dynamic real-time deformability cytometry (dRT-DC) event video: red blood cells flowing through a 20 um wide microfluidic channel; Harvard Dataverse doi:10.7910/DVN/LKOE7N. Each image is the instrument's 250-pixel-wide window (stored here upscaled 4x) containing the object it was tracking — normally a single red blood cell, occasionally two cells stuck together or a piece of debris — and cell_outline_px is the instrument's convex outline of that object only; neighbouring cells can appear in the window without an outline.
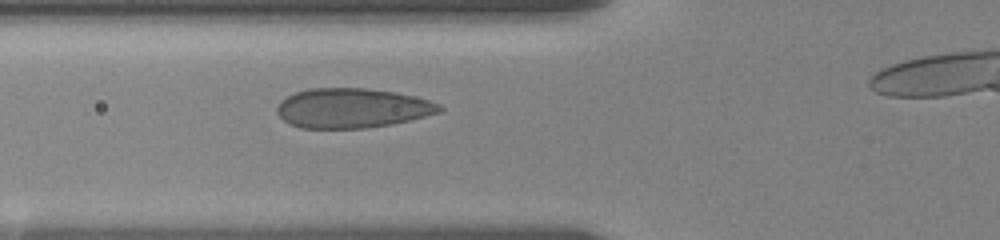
{"species": "human", "species_latin": "Homo sapiens", "temperature_condition": "room temperature", "stored_images_in_passage": 4, "camera_frame_rate_fps": 3000, "um_per_image_px": 0.085, "donor": {"sex": "female"}, "frame": {"image": 1, "passage_image": 4, "time_ms": 2.667, "image_size_px": [1000, 240], "cell_outline_px": [[444, 108], [440, 112], [392, 124], [368, 128], [300, 128], [288, 124], [276, 112], [276, 108], [288, 96], [296, 92], [308, 88], [364, 88], [396, 92], [416, 96], [440, 104]], "centroid_in_image_um": [29.94, 9.19], "position_along_channel_um": 95.9, "area_um2": 37.51}}